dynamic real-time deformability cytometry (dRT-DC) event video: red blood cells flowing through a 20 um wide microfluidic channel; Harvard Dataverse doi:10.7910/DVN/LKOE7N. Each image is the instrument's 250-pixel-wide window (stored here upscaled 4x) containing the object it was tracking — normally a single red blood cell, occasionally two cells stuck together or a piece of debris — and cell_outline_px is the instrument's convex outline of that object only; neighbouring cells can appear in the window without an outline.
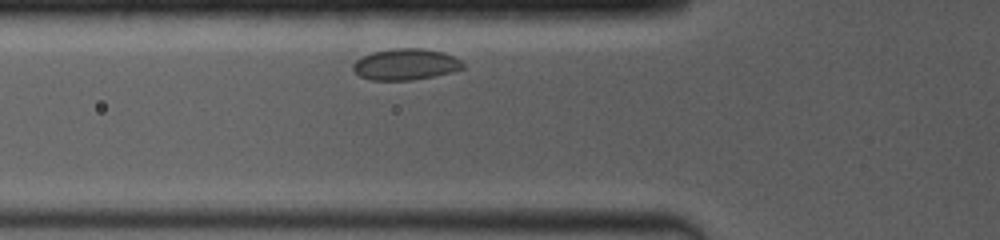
{"species": "common noctule bat (a hibernating species)", "species_latin": "Nyctalus noctula", "temperature_condition": "room temperature", "stored_images_in_passage": 5, "camera_frame_rate_fps": 4000, "um_per_image_px": 0.085, "animal": {"sex": "female", "body_mass_g": 19.0, "forearm_length_mm": 53.3}, "frame": {"image": 1, "passage_image": 2, "time_ms": 0.75, "image_size_px": [1000, 240], "cell_outline_px": [[464, 68], [452, 72], [432, 76], [408, 80], [372, 80], [360, 76], [352, 68], [352, 64], [356, 60], [372, 52], [392, 48], [424, 48], [444, 52], [460, 60], [464, 64]], "centroid_in_image_um": [34.48, 5.46], "position_along_channel_um": 91.3, "area_um2": 19.94}}
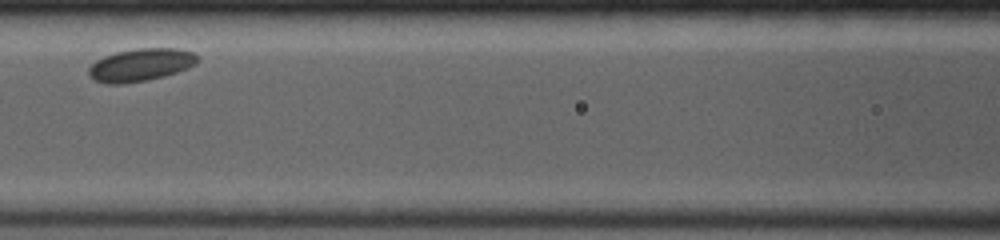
{"frame": {"image": 2, "passage_image": 4, "time_ms": 2.5, "image_size_px": [1000, 240], "cell_outline_px": [[196, 64], [188, 68], [164, 76], [148, 80], [124, 84], [108, 84], [96, 80], [88, 76], [88, 68], [96, 60], [104, 56], [116, 52], [136, 48], [180, 48], [192, 52], [196, 56]], "centroid_in_image_um": [11.93, 5.51], "position_along_channel_um": 154.7, "area_um2": 20.75}}